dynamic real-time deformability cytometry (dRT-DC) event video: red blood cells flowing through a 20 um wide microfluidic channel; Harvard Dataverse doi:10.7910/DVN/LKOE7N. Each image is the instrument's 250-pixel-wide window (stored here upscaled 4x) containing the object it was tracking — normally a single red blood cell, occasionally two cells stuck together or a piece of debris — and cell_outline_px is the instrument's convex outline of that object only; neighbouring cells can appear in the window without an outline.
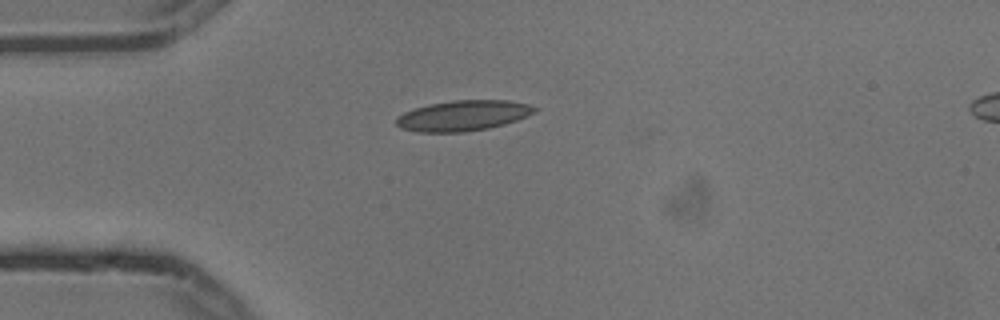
{"species": "common noctule bat (a hibernating species)", "species_latin": "Nyctalus noctula", "temperature_condition": "cold", "stored_images_in_passage": 1, "camera_frame_rate_fps": 3000, "um_per_image_px": 0.085, "animal": {"sex": "male", "body_mass_g": 13.3}, "frame": {"image": 1, "passage_image": 1, "time_ms": 0.0, "image_size_px": [1000, 320], "cell_outline_px": [[540, 108], [536, 112], [528, 116], [504, 124], [488, 128], [464, 132], [416, 132], [400, 128], [396, 124], [396, 116], [404, 112], [416, 108], [432, 104], [452, 100], [508, 100], [528, 104]], "centroid_in_image_um": [39.38, 9.83], "position_along_channel_um": 45.6, "area_um2": 24.62}}